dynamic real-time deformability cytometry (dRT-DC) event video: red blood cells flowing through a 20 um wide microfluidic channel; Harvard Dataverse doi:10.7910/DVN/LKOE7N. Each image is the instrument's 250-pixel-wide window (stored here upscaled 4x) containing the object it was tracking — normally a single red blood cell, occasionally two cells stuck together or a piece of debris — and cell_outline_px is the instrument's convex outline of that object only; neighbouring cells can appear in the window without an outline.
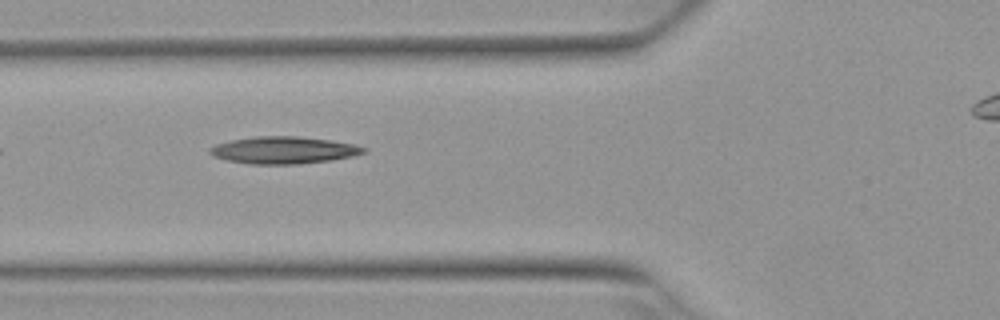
{"species": "Egyptian fruit bat (a non-hibernating species)", "species_latin": "Rousettus aegyptiacus", "temperature_condition": "warm", "stored_images_in_passage": 3, "camera_frame_rate_fps": 3000, "um_per_image_px": 0.085, "animal": {"sex": "female"}, "frame": {"image": 1, "passage_image": 3, "time_ms": 0.667, "image_size_px": [1000, 320], "cell_outline_px": [[368, 152], [352, 156], [332, 160], [300, 164], [248, 164], [228, 160], [212, 156], [208, 152], [208, 148], [216, 144], [232, 140], [256, 136], [296, 136], [328, 140], [352, 144], [368, 148]], "centroid_in_image_um": [24.1, 12.77], "position_along_channel_um": 101.7, "area_um2": 24.33}}